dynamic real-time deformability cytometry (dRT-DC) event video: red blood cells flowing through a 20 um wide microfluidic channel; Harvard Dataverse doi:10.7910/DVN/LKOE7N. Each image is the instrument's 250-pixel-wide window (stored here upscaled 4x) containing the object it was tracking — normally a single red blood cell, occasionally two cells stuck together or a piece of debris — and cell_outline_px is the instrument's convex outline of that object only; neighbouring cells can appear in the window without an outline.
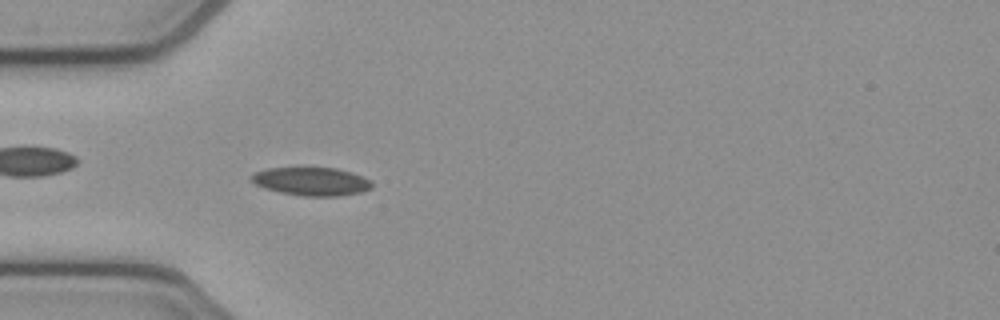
{"species": "common noctule bat (a hibernating species)", "species_latin": "Nyctalus noctula", "temperature_condition": "cold", "stored_images_in_passage": 52, "camera_frame_rate_fps": 3000, "um_per_image_px": 0.085, "animal": {"sex": "female", "body_mass_g": 21.9}, "frame": {"image": 1, "passage_image": 15, "time_ms": 4.667, "image_size_px": [1000, 320], "cell_outline_px": [[372, 188], [360, 192], [340, 196], [304, 196], [280, 192], [264, 188], [256, 184], [248, 176], [252, 172], [268, 168], [300, 164], [336, 168], [352, 172], [372, 180]], "centroid_in_image_um": [26.43, 15.36], "position_along_channel_um": 58.6, "area_um2": 20.92}}
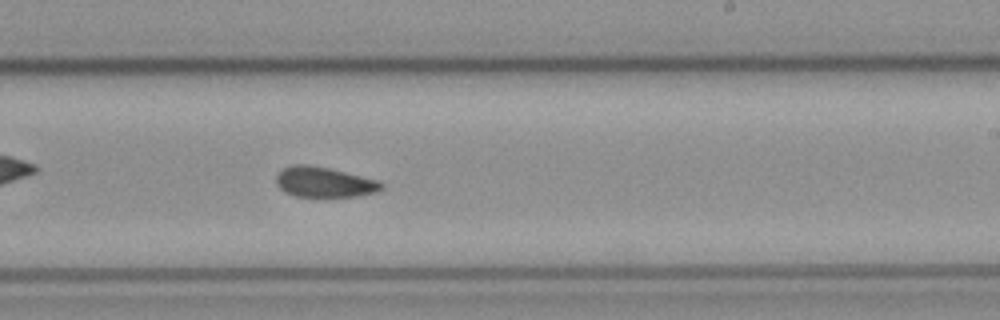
{"frame": {"image": 2, "passage_image": 31, "time_ms": 10.0, "image_size_px": [1000, 320], "cell_outline_px": [[384, 188], [376, 192], [356, 196], [296, 196], [284, 192], [276, 184], [276, 176], [284, 168], [292, 164], [308, 164], [328, 168], [380, 180], [384, 184]], "centroid_in_image_um": [27.57, 15.47], "position_along_channel_um": 261.4, "area_um2": 18.55}}
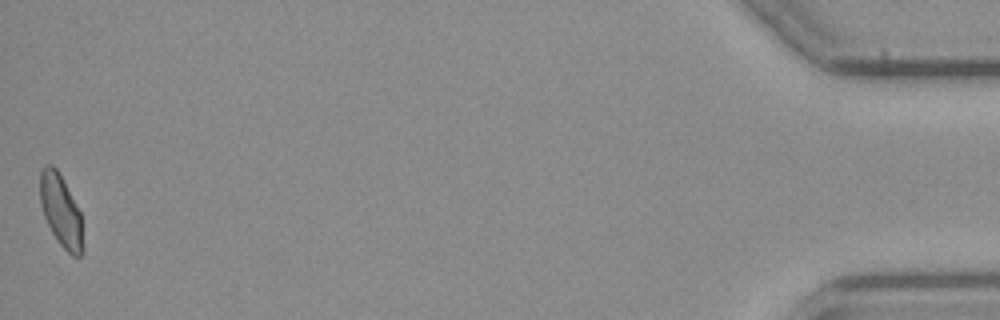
{"frame": {"image": 3, "passage_image": 52, "time_ms": 17.0, "image_size_px": [1000, 320], "cell_outline_px": [[84, 252], [80, 256], [72, 256], [60, 244], [52, 232], [44, 216], [40, 204], [40, 172], [44, 164], [52, 164], [56, 168], [80, 212], [84, 248]], "centroid_in_image_um": [5.17, 17.93], "position_along_channel_um": 430.0, "area_um2": 17.86}, "authors_computed_cell_mechanics": {"area_um2": 18.9006, "velocity_mm_per_s": 3.8514, "shape_relaxation_time_tau1_ms": null, "shape_relaxation_time_tau2_ms": 2.923, "deformation_change_tau1": null, "deformation_change_tau2": 0.0613}}